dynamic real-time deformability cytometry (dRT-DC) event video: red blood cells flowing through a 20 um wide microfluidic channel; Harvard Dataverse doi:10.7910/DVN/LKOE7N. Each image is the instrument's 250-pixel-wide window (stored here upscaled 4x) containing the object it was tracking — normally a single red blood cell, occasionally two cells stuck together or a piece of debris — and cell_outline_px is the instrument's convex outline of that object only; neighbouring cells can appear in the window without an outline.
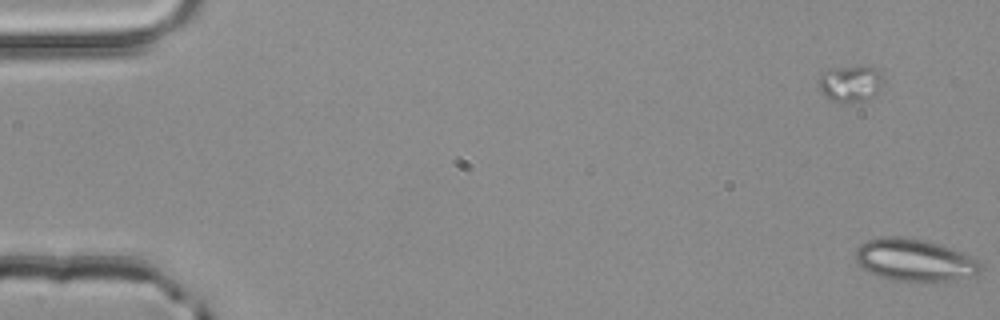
{"species": "common noctule bat (a hibernating species)", "species_latin": "Nyctalus noctula", "temperature_condition": "room temperature", "stored_images_in_passage": 5, "segment_of_instrument_passage": [2, 2], "camera_frame_rate_fps": 3000, "um_per_image_px": 0.085, "animal": {"sex": "male", "body_mass_g": 20.4}, "frame": {"image": 1, "passage_image": 5, "time_ms": 1.333, "image_size_px": [1000, 320], "cell_outline_px": [[984, 268], [976, 276], [952, 280], [888, 280], [868, 272], [856, 260], [856, 248], [860, 244], [868, 240], [884, 236], [896, 236], [920, 240], [936, 244], [960, 252], [984, 264]], "centroid_in_image_um": [77.73, 22.12], "position_along_channel_um": 7.3, "area_um2": 30.29}}